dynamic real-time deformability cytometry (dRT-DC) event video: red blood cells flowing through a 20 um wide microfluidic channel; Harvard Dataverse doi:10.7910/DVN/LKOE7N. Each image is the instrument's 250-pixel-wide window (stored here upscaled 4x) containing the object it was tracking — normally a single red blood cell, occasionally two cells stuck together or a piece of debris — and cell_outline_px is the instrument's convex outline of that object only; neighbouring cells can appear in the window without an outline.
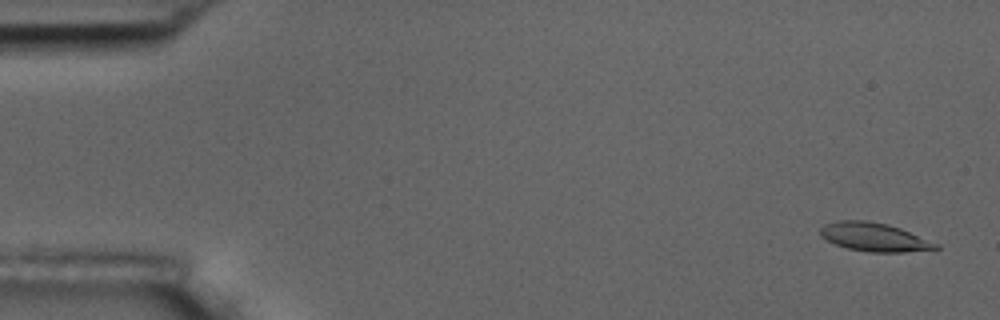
{"species": "common noctule bat (a hibernating species)", "species_latin": "Nyctalus noctula", "temperature_condition": "room temperature", "stored_images_in_passage": 5, "camera_frame_rate_fps": 3000, "um_per_image_px": 0.085, "animal": {"sex": "male", "body_mass_g": 17.5, "forearm_length_mm": 52.3}, "frame": {"image": 1, "passage_image": 1, "time_ms": 0.0, "image_size_px": [1000, 320], "cell_outline_px": [[940, 248], [904, 252], [868, 252], [848, 248], [836, 244], [820, 236], [820, 228], [824, 224], [836, 220], [868, 220], [888, 224], [900, 228], [940, 244]], "centroid_in_image_um": [74.3, 20.14], "position_along_channel_um": 10.7, "area_um2": 19.25}}
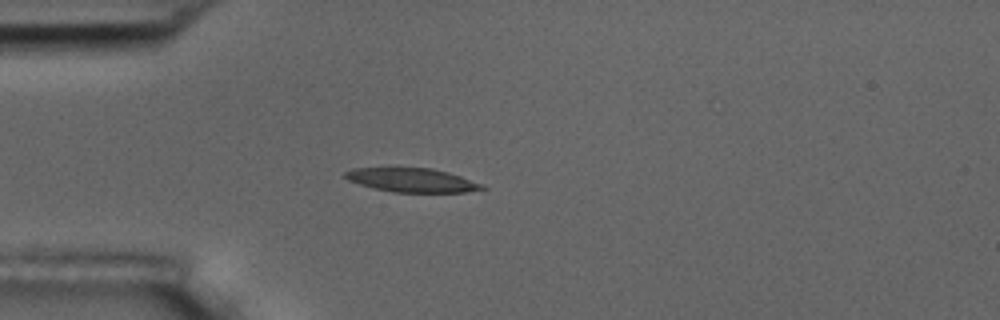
{"frame": {"image": 2, "passage_image": 4, "time_ms": 4.333, "image_size_px": [1000, 320], "cell_outline_px": [[488, 188], [464, 192], [392, 192], [372, 188], [348, 180], [344, 176], [344, 172], [352, 168], [432, 168], [448, 172], [484, 184]], "centroid_in_image_um": [35.02, 15.31], "position_along_channel_um": 50.0, "area_um2": 19.07}}